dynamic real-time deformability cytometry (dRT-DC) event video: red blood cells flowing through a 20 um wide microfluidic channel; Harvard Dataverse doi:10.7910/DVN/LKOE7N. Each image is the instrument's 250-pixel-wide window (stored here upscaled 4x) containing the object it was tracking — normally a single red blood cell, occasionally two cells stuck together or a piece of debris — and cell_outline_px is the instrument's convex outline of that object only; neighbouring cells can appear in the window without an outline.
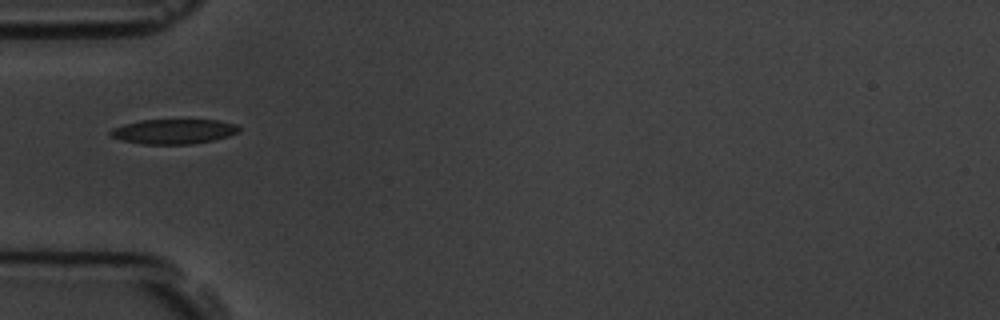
{"species": "common noctule bat (a hibernating species)", "species_latin": "Nyctalus noctula", "temperature_condition": "room temperature", "stored_images_in_passage": 11, "camera_frame_rate_fps": 3000, "um_per_image_px": 0.085, "animal": {"sex": "male", "body_mass_g": 19.5, "forearm_length_mm": 54.6}, "frame": {"image": 1, "passage_image": 5, "time_ms": 5.333, "image_size_px": [1000, 320], "cell_outline_px": [[240, 132], [228, 136], [212, 140], [192, 144], [144, 144], [120, 140], [112, 136], [108, 132], [112, 128], [124, 124], [140, 120], [220, 120], [236, 124], [240, 128]], "centroid_in_image_um": [14.77, 11.17], "position_along_channel_um": 70.2, "area_um2": 18.61}}
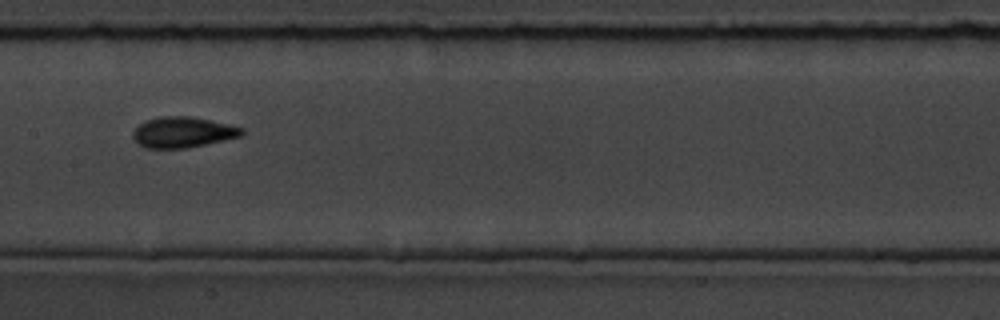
{"frame": {"image": 2, "passage_image": 8, "time_ms": 8.667, "image_size_px": [1000, 320], "cell_outline_px": [[244, 132], [240, 136], [188, 148], [144, 148], [132, 136], [132, 132], [144, 120], [160, 116], [192, 116], [228, 124], [244, 128]], "centroid_in_image_um": [15.52, 11.23], "position_along_channel_um": 191.9, "area_um2": 19.42}}
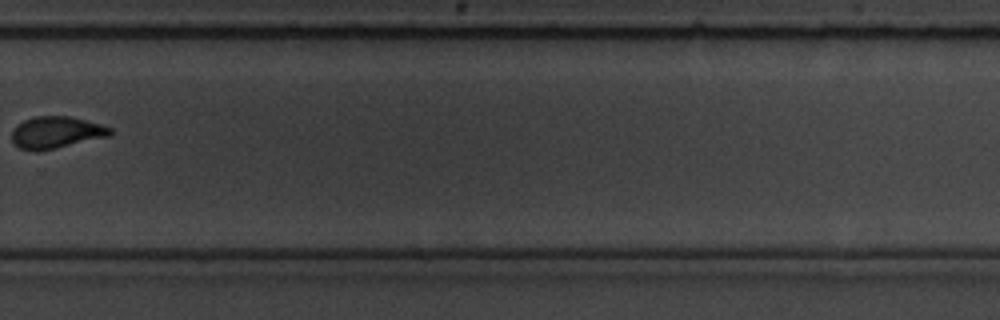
{"frame": {"image": 3, "passage_image": 11, "time_ms": 12.333, "image_size_px": [1000, 320], "cell_outline_px": [[112, 132], [108, 136], [56, 148], [36, 152], [20, 148], [12, 140], [12, 128], [16, 124], [24, 120], [36, 116], [68, 116], [100, 124], [112, 128]], "centroid_in_image_um": [4.73, 11.25], "position_along_channel_um": 325.1, "area_um2": 18.15}}